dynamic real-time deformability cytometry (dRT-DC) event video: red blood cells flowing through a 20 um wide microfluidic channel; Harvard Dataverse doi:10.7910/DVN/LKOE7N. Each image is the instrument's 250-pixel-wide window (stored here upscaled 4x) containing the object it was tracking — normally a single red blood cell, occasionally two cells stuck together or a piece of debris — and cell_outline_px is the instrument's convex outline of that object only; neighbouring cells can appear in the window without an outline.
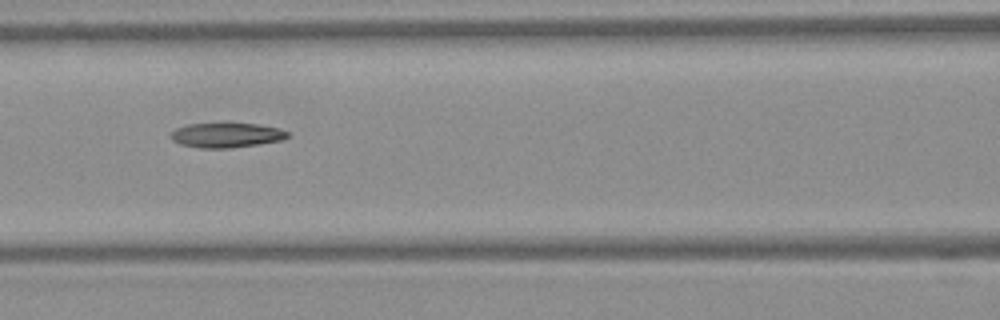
{"species": "Egyptian fruit bat (a non-hibernating species)", "species_latin": "Rousettus aegyptiacus", "temperature_condition": "warm", "stored_images_in_passage": 8, "camera_frame_rate_fps": 3000, "um_per_image_px": 0.085, "frame": {"image": 1, "passage_image": 8, "time_ms": 2.333, "image_size_px": [1000, 320], "cell_outline_px": [[292, 136], [284, 140], [260, 144], [228, 148], [200, 148], [180, 144], [172, 140], [172, 132], [176, 128], [188, 124], [256, 124], [280, 128], [288, 132]], "centroid_in_image_um": [19.31, 11.5], "position_along_channel_um": 147.3, "area_um2": 16.76}}